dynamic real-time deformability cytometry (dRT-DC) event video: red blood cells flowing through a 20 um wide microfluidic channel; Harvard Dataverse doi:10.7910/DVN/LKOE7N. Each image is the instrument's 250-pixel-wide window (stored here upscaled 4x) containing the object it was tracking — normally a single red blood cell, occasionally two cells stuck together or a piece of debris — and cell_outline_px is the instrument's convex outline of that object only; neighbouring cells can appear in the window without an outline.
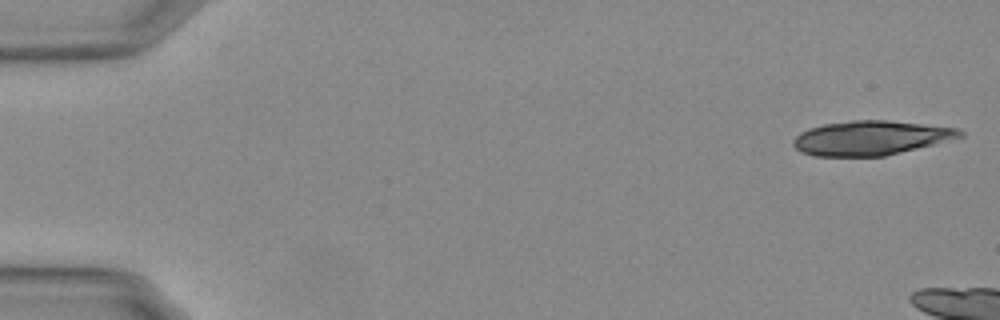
{"species": "Egyptian fruit bat (a non-hibernating species)", "species_latin": "Rousettus aegyptiacus", "temperature_condition": "warm", "stored_images_in_passage": 8, "camera_frame_rate_fps": 3000, "um_per_image_px": 0.085, "animal": {"sex": "female"}, "frame": {"image": 1, "passage_image": 1, "time_ms": 0.0, "image_size_px": [1000, 320], "cell_outline_px": [[964, 136], [936, 144], [884, 156], [812, 156], [800, 152], [792, 144], [792, 140], [800, 132], [824, 124], [852, 120], [888, 120], [956, 128], [964, 132]], "centroid_in_image_um": [74.01, 11.73], "position_along_channel_um": 11.0, "area_um2": 33.35}}